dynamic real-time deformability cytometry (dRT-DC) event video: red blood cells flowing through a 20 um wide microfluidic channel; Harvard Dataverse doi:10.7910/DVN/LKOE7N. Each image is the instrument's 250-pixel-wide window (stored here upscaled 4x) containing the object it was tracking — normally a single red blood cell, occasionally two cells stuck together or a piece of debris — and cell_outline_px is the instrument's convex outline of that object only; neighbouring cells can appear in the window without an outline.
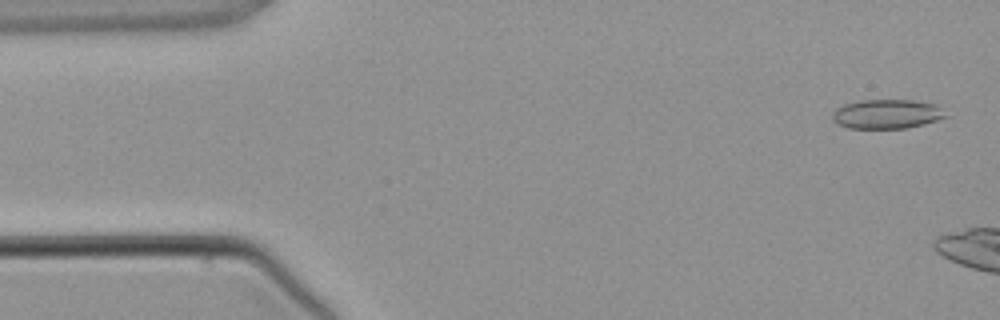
{"species": "common noctule bat (a hibernating species)", "species_latin": "Nyctalus noctula", "temperature_condition": "warm", "stored_images_in_passage": 4, "segment_of_instrument_passage": [2, 2], "camera_frame_rate_fps": 3000, "um_per_image_px": 0.085, "animal": {"sex": "male", "body_mass_g": 21.5, "forearm_length_mm": 52.0}, "frame": {"image": 1, "passage_image": 4, "time_ms": 4.667, "image_size_px": [1000, 320], "cell_outline_px": [[948, 116], [924, 124], [908, 128], [848, 128], [836, 124], [832, 120], [832, 112], [836, 108], [844, 104], [860, 100], [912, 100], [936, 104]], "centroid_in_image_um": [75.34, 9.69], "position_along_channel_um": 9.7, "area_um2": 19.42}}